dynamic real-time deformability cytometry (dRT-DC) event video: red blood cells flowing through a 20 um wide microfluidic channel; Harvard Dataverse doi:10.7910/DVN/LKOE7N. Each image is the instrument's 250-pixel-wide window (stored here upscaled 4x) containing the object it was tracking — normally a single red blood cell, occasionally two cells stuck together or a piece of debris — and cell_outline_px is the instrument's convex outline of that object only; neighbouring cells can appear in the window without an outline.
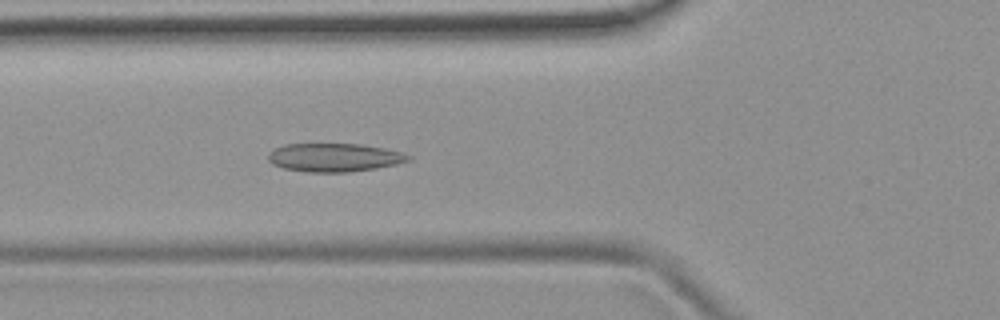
{"species": "common noctule bat (a hibernating species)", "species_latin": "Nyctalus noctula", "temperature_condition": "room temperature", "stored_images_in_passage": 47, "camera_frame_rate_fps": 3000, "um_per_image_px": 0.085, "animal": {"sex": "female", "body_mass_g": 19.9}, "frame": {"image": 1, "passage_image": 19, "time_ms": 6.0, "image_size_px": [1000, 320], "cell_outline_px": [[412, 160], [396, 164], [376, 168], [348, 172], [308, 172], [284, 168], [272, 164], [268, 160], [268, 152], [284, 144], [360, 144], [384, 148], [400, 152], [412, 156]], "centroid_in_image_um": [28.41, 13.38], "position_along_channel_um": 97.4, "area_um2": 23.18}}
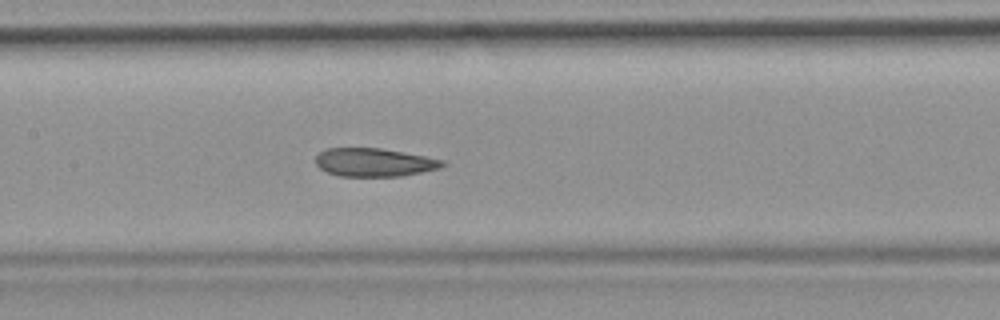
{"frame": {"image": 2, "passage_image": 25, "time_ms": 8.0, "image_size_px": [1000, 320], "cell_outline_px": [[448, 164], [440, 168], [400, 176], [340, 176], [328, 172], [320, 168], [316, 164], [316, 156], [320, 152], [328, 148], [380, 148], [424, 156], [444, 160]], "centroid_in_image_um": [31.82, 13.8], "position_along_channel_um": 175.6, "area_um2": 20.75}}
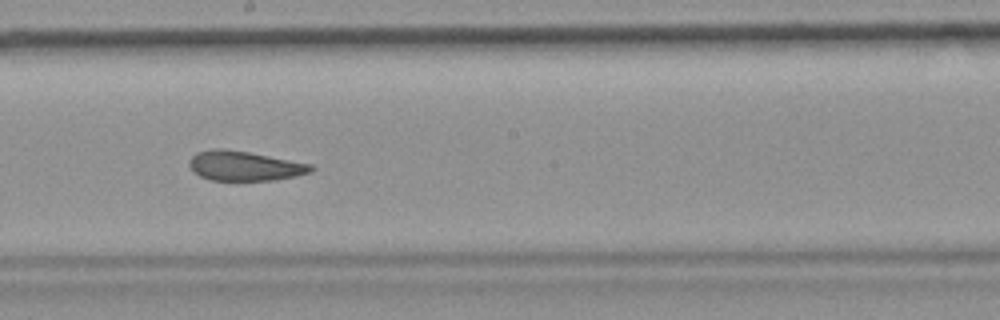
{"frame": {"image": 3, "passage_image": 29, "time_ms": 9.333, "image_size_px": [1000, 320], "cell_outline_px": [[316, 168], [312, 172], [296, 176], [276, 180], [208, 180], [200, 176], [188, 164], [188, 160], [196, 152], [212, 148], [224, 148], [248, 152], [312, 164]], "centroid_in_image_um": [20.79, 14.09], "position_along_channel_um": 227.4, "area_um2": 21.15}}